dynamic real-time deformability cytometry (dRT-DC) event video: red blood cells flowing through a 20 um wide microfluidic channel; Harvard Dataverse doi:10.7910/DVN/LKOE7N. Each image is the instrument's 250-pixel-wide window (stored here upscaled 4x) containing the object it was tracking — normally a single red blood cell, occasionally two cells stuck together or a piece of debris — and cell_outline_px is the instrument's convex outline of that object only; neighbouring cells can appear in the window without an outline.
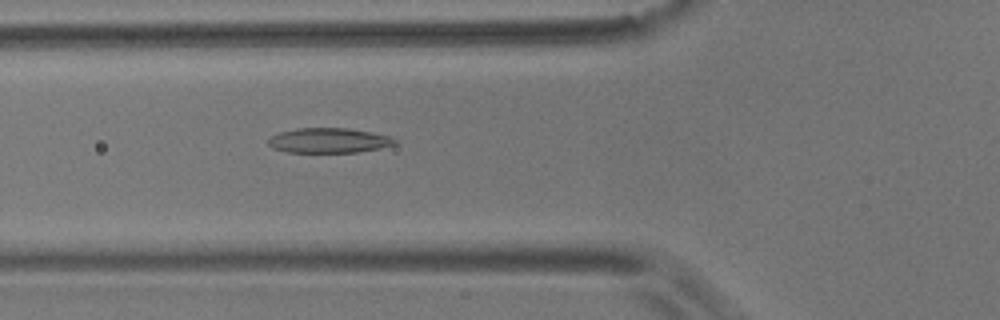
{"species": "common noctule bat (a hibernating species)", "species_latin": "Nyctalus noctula", "temperature_condition": "room temperature", "stored_images_in_passage": 32, "camera_frame_rate_fps": 3000, "um_per_image_px": 0.085, "animal": {"sex": "male", "body_mass_g": 17.9}, "frame": {"image": 1, "passage_image": 4, "time_ms": 1.0, "image_size_px": [1000, 320], "cell_outline_px": [[396, 144], [380, 148], [356, 152], [288, 152], [272, 148], [268, 144], [268, 140], [272, 136], [280, 132], [296, 128], [348, 128], [372, 132], [388, 136], [396, 140]], "centroid_in_image_um": [27.93, 11.94], "position_along_channel_um": 97.9, "area_um2": 18.26}}
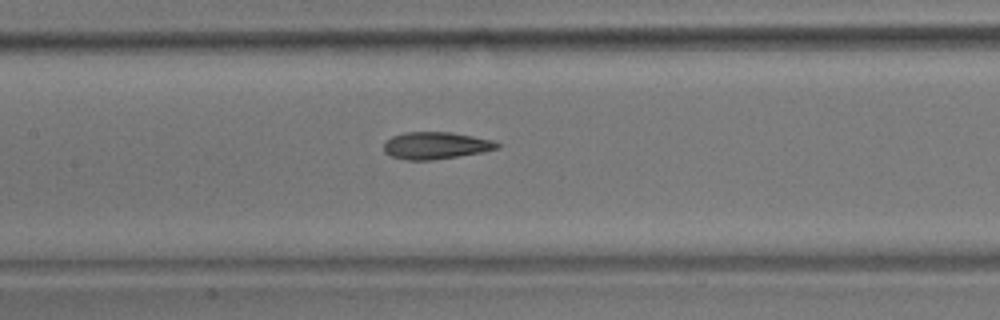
{"frame": {"image": 2, "passage_image": 10, "time_ms": 3.0, "image_size_px": [1000, 320], "cell_outline_px": [[500, 148], [480, 152], [432, 160], [404, 160], [392, 156], [384, 152], [384, 144], [392, 136], [404, 132], [448, 132], [472, 136], [492, 140], [500, 144]], "centroid_in_image_um": [37.02, 12.37], "position_along_channel_um": 170.4, "area_um2": 17.69}}
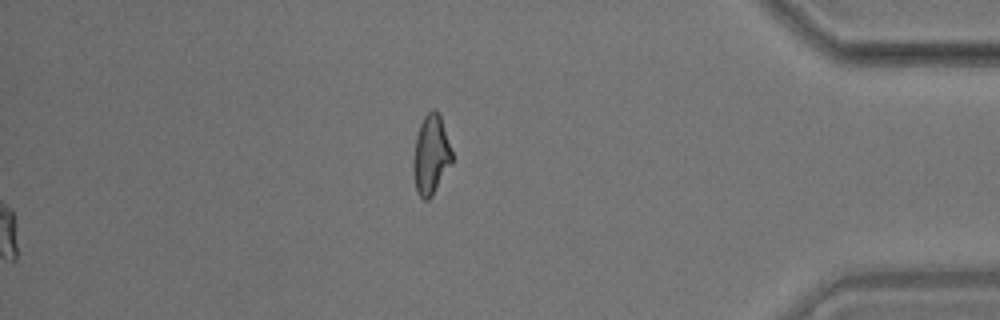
{"frame": {"image": 3, "passage_image": 32, "time_ms": 10.333, "image_size_px": [1000, 320], "cell_outline_px": [[452, 164], [432, 196], [428, 200], [424, 200], [416, 192], [412, 168], [412, 160], [416, 136], [420, 124], [424, 116], [432, 108], [436, 108], [440, 112], [452, 152]], "centroid_in_image_um": [36.62, 13.15], "position_along_channel_um": 398.6, "area_um2": 18.32}, "authors_computed_cell_mechanics": {"area_um2": 18.0625, "velocity_mm_per_s": 3.5862, "shape_relaxation_time_tau1_ms": 8.6253, "shape_relaxation_time_tau2_ms": 1.9284, "deformation_change_tau1": 0.2046, "deformation_change_tau2": 0.1006}}